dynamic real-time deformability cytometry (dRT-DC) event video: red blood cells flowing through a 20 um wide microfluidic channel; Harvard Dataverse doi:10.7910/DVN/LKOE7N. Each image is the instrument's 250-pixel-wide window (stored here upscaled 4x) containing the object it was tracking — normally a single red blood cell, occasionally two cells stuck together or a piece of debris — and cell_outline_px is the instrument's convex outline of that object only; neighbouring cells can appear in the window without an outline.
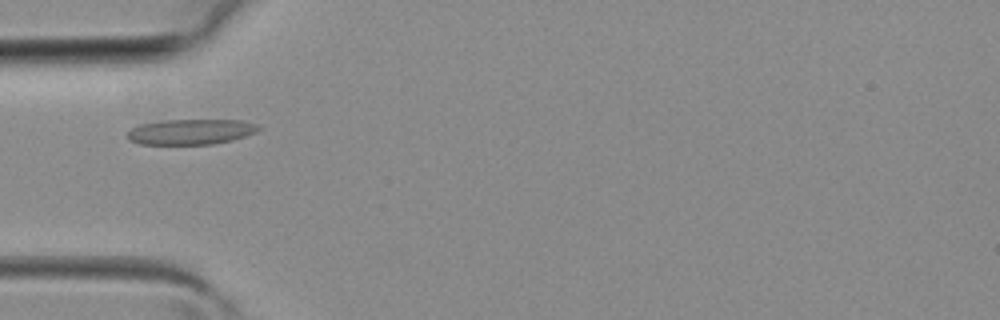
{"species": "common noctule bat (a hibernating species)", "species_latin": "Nyctalus noctula", "temperature_condition": "room temperature", "stored_images_in_passage": 1, "camera_frame_rate_fps": 3000, "um_per_image_px": 0.085, "animal": {"sex": "female", "body_mass_g": 19.3, "forearm_length_mm": 54.1}, "frame": {"image": 1, "passage_image": 1, "time_ms": 0.0, "image_size_px": [1000, 320], "cell_outline_px": [[260, 128], [256, 132], [232, 140], [212, 144], [140, 144], [128, 140], [128, 132], [132, 128], [140, 124], [160, 120], [240, 120], [256, 124]], "centroid_in_image_um": [16.19, 11.2], "position_along_channel_um": 68.8, "area_um2": 19.31}}